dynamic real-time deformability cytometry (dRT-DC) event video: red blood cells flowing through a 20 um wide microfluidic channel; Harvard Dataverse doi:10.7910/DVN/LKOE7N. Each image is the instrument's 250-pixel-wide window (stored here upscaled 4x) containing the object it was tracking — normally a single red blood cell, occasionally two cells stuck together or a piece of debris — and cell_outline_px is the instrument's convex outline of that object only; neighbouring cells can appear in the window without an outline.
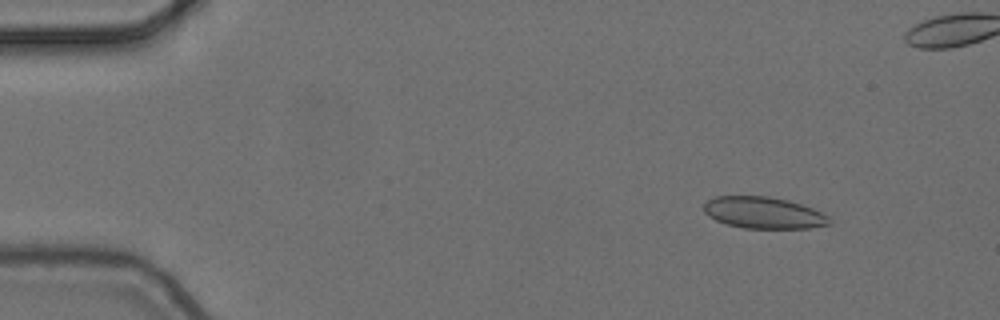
{"species": "common noctule bat (a hibernating species)", "species_latin": "Nyctalus noctula", "temperature_condition": "cold", "stored_images_in_passage": 6, "camera_frame_rate_fps": 3000, "um_per_image_px": 0.085, "animal": {"sex": "female", "body_mass_g": 24.6, "forearm_length_mm": 56.2}, "frame": {"image": 1, "passage_image": 1, "time_ms": 0.0, "image_size_px": [1000, 320], "cell_outline_px": [[832, 224], [808, 228], [744, 228], [728, 224], [716, 220], [708, 216], [704, 212], [704, 204], [708, 200], [716, 196], [768, 196], [788, 200], [812, 208], [828, 216], [832, 220]], "centroid_in_image_um": [64.91, 18.08], "position_along_channel_um": 20.1, "area_um2": 23.06}}
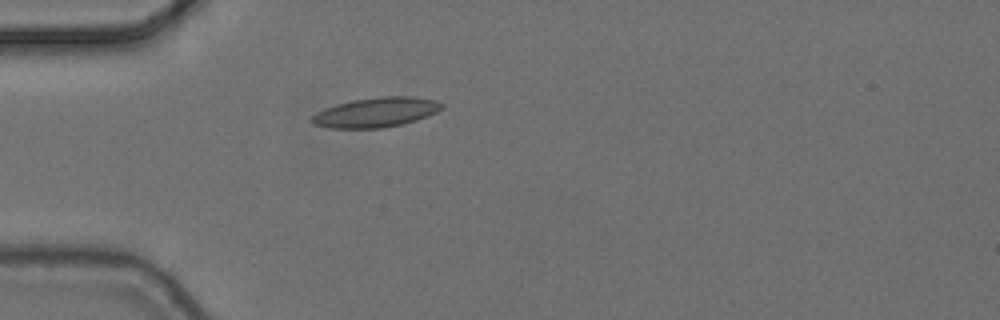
{"frame": {"image": 2, "passage_image": 6, "time_ms": 1.667, "image_size_px": [1000, 320], "cell_outline_px": [[444, 108], [428, 116], [416, 120], [400, 124], [380, 128], [328, 128], [312, 124], [308, 120], [316, 112], [324, 108], [336, 104], [352, 100], [380, 96], [412, 96], [436, 100], [444, 104]], "centroid_in_image_um": [31.93, 9.54], "position_along_channel_um": 53.1, "area_um2": 22.72}}